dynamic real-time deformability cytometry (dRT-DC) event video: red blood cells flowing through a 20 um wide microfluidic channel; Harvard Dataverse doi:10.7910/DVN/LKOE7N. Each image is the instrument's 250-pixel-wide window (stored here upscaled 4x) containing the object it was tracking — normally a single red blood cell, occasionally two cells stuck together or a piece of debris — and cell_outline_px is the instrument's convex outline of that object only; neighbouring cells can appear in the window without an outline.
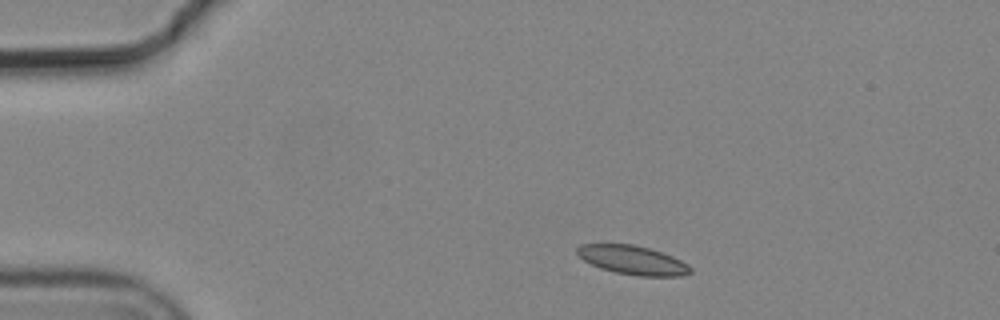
{"species": "common noctule bat (a hibernating species)", "species_latin": "Nyctalus noctula", "temperature_condition": "cold", "stored_images_in_passage": 4, "camera_frame_rate_fps": 3000, "um_per_image_px": 0.085, "animal": {"sex": "male", "body_mass_g": 19.2, "forearm_length_mm": 51.8}, "frame": {"image": 1, "passage_image": 1, "time_ms": 0.0, "image_size_px": [1000, 320], "cell_outline_px": [[692, 272], [680, 276], [636, 276], [616, 272], [600, 268], [584, 260], [576, 252], [576, 248], [580, 244], [632, 244], [648, 248], [672, 256], [688, 264], [692, 268]], "centroid_in_image_um": [53.78, 22.11], "position_along_channel_um": 31.2, "area_um2": 18.96}}
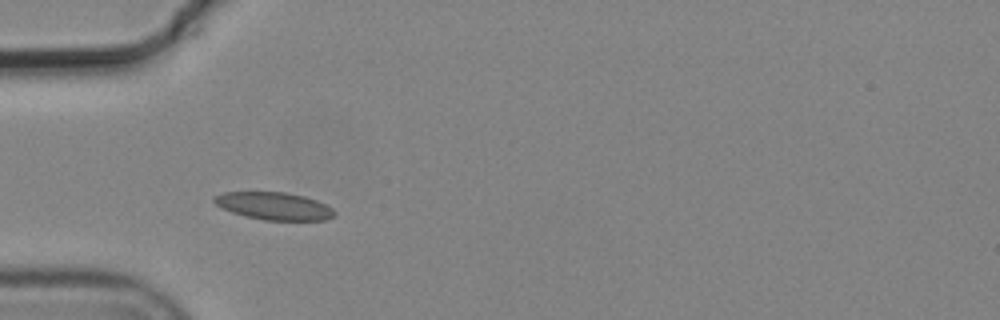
{"frame": {"image": 2, "passage_image": 3, "time_ms": 0.667, "image_size_px": [1000, 320], "cell_outline_px": [[336, 216], [324, 220], [264, 220], [232, 212], [216, 204], [212, 200], [212, 196], [224, 192], [284, 192], [304, 196], [316, 200], [332, 208], [336, 212]], "centroid_in_image_um": [23.3, 17.5], "position_along_channel_um": 61.7, "area_um2": 19.19}}
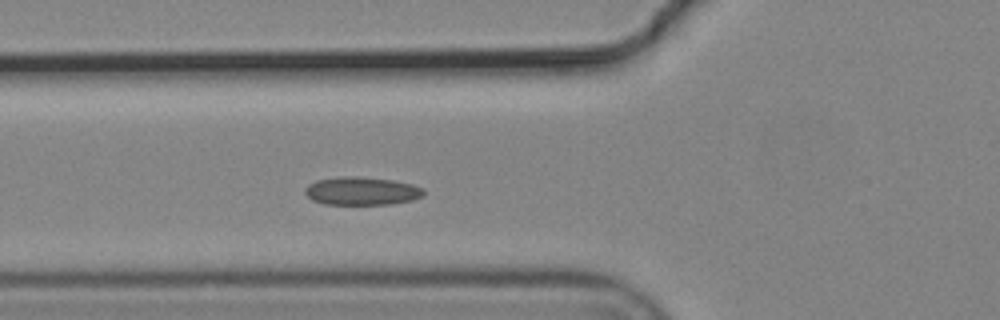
{"frame": {"image": 3, "passage_image": 4, "time_ms": 1.0, "image_size_px": [1000, 320], "cell_outline_px": [[424, 196], [412, 200], [392, 204], [324, 204], [312, 200], [304, 192], [304, 188], [308, 184], [316, 180], [340, 176], [352, 176], [392, 180], [412, 184], [424, 188]], "centroid_in_image_um": [30.74, 16.23], "position_along_channel_um": 95.1, "area_um2": 19.54}}